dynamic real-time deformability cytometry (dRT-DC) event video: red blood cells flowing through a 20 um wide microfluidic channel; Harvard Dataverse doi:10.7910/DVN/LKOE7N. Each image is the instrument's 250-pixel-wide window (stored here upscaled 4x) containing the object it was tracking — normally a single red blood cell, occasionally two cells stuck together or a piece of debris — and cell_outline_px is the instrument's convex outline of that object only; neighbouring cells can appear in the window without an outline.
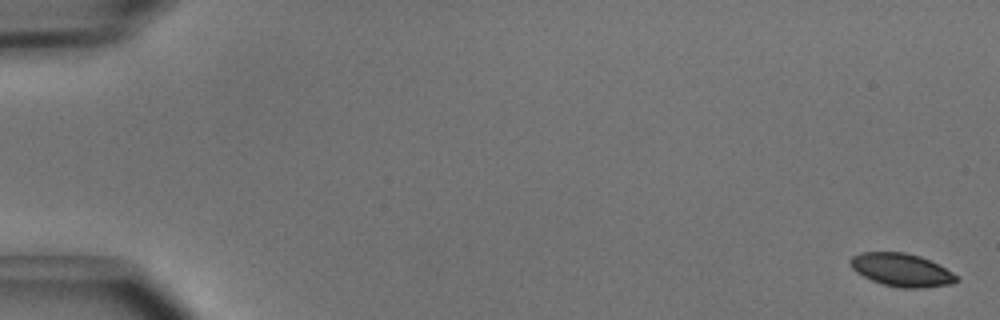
{"species": "common noctule bat (a hibernating species)", "species_latin": "Nyctalus noctula", "temperature_condition": "cold", "stored_images_in_passage": 4, "camera_frame_rate_fps": 3000, "um_per_image_px": 0.085, "animal": {"sex": "male", "body_mass_g": 15.6}, "frame": {"image": 1, "passage_image": 1, "time_ms": 0.0, "image_size_px": [1000, 320], "cell_outline_px": [[960, 280], [952, 284], [920, 288], [900, 288], [884, 284], [872, 280], [856, 272], [848, 264], [848, 260], [852, 256], [860, 252], [904, 252], [920, 256], [960, 276]], "centroid_in_image_um": [76.62, 22.94], "position_along_channel_um": 8.4, "area_um2": 20.46}}
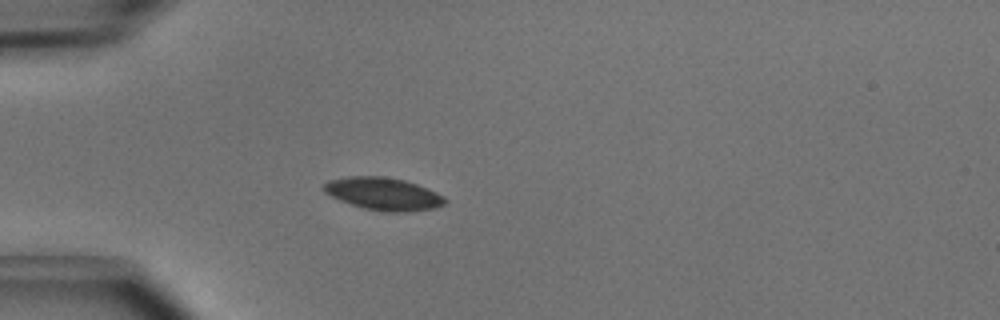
{"frame": {"image": 2, "passage_image": 4, "time_ms": 1.0, "image_size_px": [1000, 320], "cell_outline_px": [[448, 200], [444, 204], [436, 208], [404, 212], [388, 212], [364, 208], [340, 200], [324, 192], [320, 188], [328, 180], [348, 176], [384, 176], [404, 180], [416, 184], [436, 192], [444, 196]], "centroid_in_image_um": [32.58, 16.47], "position_along_channel_um": 52.4, "area_um2": 23.0}}